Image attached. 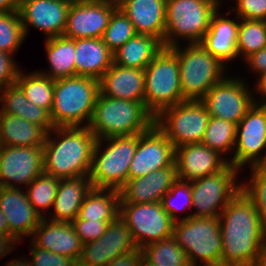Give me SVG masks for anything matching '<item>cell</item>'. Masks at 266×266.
<instances>
[{
  "label": "cell",
  "instance_id": "cell-1",
  "mask_svg": "<svg viewBox=\"0 0 266 266\" xmlns=\"http://www.w3.org/2000/svg\"><path fill=\"white\" fill-rule=\"evenodd\" d=\"M219 220L221 266H254L266 247V228L242 188L222 210Z\"/></svg>",
  "mask_w": 266,
  "mask_h": 266
},
{
  "label": "cell",
  "instance_id": "cell-2",
  "mask_svg": "<svg viewBox=\"0 0 266 266\" xmlns=\"http://www.w3.org/2000/svg\"><path fill=\"white\" fill-rule=\"evenodd\" d=\"M52 131L59 139H51V133H47L43 145L44 172L58 179L89 176L97 141L94 133L87 126L55 127Z\"/></svg>",
  "mask_w": 266,
  "mask_h": 266
},
{
  "label": "cell",
  "instance_id": "cell-3",
  "mask_svg": "<svg viewBox=\"0 0 266 266\" xmlns=\"http://www.w3.org/2000/svg\"><path fill=\"white\" fill-rule=\"evenodd\" d=\"M155 124V117L145 103L115 99L102 95L96 98L87 126L97 140L112 136L141 134Z\"/></svg>",
  "mask_w": 266,
  "mask_h": 266
},
{
  "label": "cell",
  "instance_id": "cell-4",
  "mask_svg": "<svg viewBox=\"0 0 266 266\" xmlns=\"http://www.w3.org/2000/svg\"><path fill=\"white\" fill-rule=\"evenodd\" d=\"M99 92V80L91 77L76 75L55 80L50 112L54 127H79L84 120L88 125Z\"/></svg>",
  "mask_w": 266,
  "mask_h": 266
},
{
  "label": "cell",
  "instance_id": "cell-5",
  "mask_svg": "<svg viewBox=\"0 0 266 266\" xmlns=\"http://www.w3.org/2000/svg\"><path fill=\"white\" fill-rule=\"evenodd\" d=\"M170 49L178 58L181 92L185 101L202 100L223 79L225 65L200 43L189 44L183 50L179 44Z\"/></svg>",
  "mask_w": 266,
  "mask_h": 266
},
{
  "label": "cell",
  "instance_id": "cell-6",
  "mask_svg": "<svg viewBox=\"0 0 266 266\" xmlns=\"http://www.w3.org/2000/svg\"><path fill=\"white\" fill-rule=\"evenodd\" d=\"M102 140L108 141V145L101 153ZM137 143L138 134L112 136L96 141L89 174L93 188L119 191L125 185Z\"/></svg>",
  "mask_w": 266,
  "mask_h": 266
},
{
  "label": "cell",
  "instance_id": "cell-7",
  "mask_svg": "<svg viewBox=\"0 0 266 266\" xmlns=\"http://www.w3.org/2000/svg\"><path fill=\"white\" fill-rule=\"evenodd\" d=\"M145 106L154 116L185 101L181 92L177 55L164 47L144 69Z\"/></svg>",
  "mask_w": 266,
  "mask_h": 266
},
{
  "label": "cell",
  "instance_id": "cell-8",
  "mask_svg": "<svg viewBox=\"0 0 266 266\" xmlns=\"http://www.w3.org/2000/svg\"><path fill=\"white\" fill-rule=\"evenodd\" d=\"M191 266H221L222 234L219 217H190L174 223L173 235Z\"/></svg>",
  "mask_w": 266,
  "mask_h": 266
},
{
  "label": "cell",
  "instance_id": "cell-9",
  "mask_svg": "<svg viewBox=\"0 0 266 266\" xmlns=\"http://www.w3.org/2000/svg\"><path fill=\"white\" fill-rule=\"evenodd\" d=\"M219 0H166L164 47L177 46V37L200 43L207 32ZM177 36V37H176Z\"/></svg>",
  "mask_w": 266,
  "mask_h": 266
},
{
  "label": "cell",
  "instance_id": "cell-10",
  "mask_svg": "<svg viewBox=\"0 0 266 266\" xmlns=\"http://www.w3.org/2000/svg\"><path fill=\"white\" fill-rule=\"evenodd\" d=\"M209 118L201 100L183 101L164 109L155 117V124L175 149L186 144L201 143Z\"/></svg>",
  "mask_w": 266,
  "mask_h": 266
},
{
  "label": "cell",
  "instance_id": "cell-11",
  "mask_svg": "<svg viewBox=\"0 0 266 266\" xmlns=\"http://www.w3.org/2000/svg\"><path fill=\"white\" fill-rule=\"evenodd\" d=\"M237 171L238 168L228 164L220 172L190 181L192 206L198 211L182 219L192 216L219 217L222 210L242 188L241 184L237 185L235 182Z\"/></svg>",
  "mask_w": 266,
  "mask_h": 266
},
{
  "label": "cell",
  "instance_id": "cell-12",
  "mask_svg": "<svg viewBox=\"0 0 266 266\" xmlns=\"http://www.w3.org/2000/svg\"><path fill=\"white\" fill-rule=\"evenodd\" d=\"M119 216L126 222L138 248L173 235L175 221L161 202L119 203Z\"/></svg>",
  "mask_w": 266,
  "mask_h": 266
},
{
  "label": "cell",
  "instance_id": "cell-13",
  "mask_svg": "<svg viewBox=\"0 0 266 266\" xmlns=\"http://www.w3.org/2000/svg\"><path fill=\"white\" fill-rule=\"evenodd\" d=\"M234 147L237 150L228 161L234 167L242 168L247 162L251 167L266 165V154H260L266 148V104L255 102L237 124Z\"/></svg>",
  "mask_w": 266,
  "mask_h": 266
},
{
  "label": "cell",
  "instance_id": "cell-14",
  "mask_svg": "<svg viewBox=\"0 0 266 266\" xmlns=\"http://www.w3.org/2000/svg\"><path fill=\"white\" fill-rule=\"evenodd\" d=\"M243 81L223 78L201 100L210 117H217L238 124L256 102Z\"/></svg>",
  "mask_w": 266,
  "mask_h": 266
},
{
  "label": "cell",
  "instance_id": "cell-15",
  "mask_svg": "<svg viewBox=\"0 0 266 266\" xmlns=\"http://www.w3.org/2000/svg\"><path fill=\"white\" fill-rule=\"evenodd\" d=\"M137 248L126 222L118 215L99 239L82 245L77 266H106L115 257Z\"/></svg>",
  "mask_w": 266,
  "mask_h": 266
},
{
  "label": "cell",
  "instance_id": "cell-16",
  "mask_svg": "<svg viewBox=\"0 0 266 266\" xmlns=\"http://www.w3.org/2000/svg\"><path fill=\"white\" fill-rule=\"evenodd\" d=\"M175 149L166 135L154 124L138 134L137 148L130 163L128 179L145 176L174 163Z\"/></svg>",
  "mask_w": 266,
  "mask_h": 266
},
{
  "label": "cell",
  "instance_id": "cell-17",
  "mask_svg": "<svg viewBox=\"0 0 266 266\" xmlns=\"http://www.w3.org/2000/svg\"><path fill=\"white\" fill-rule=\"evenodd\" d=\"M43 172V147L0 146V187L28 186Z\"/></svg>",
  "mask_w": 266,
  "mask_h": 266
},
{
  "label": "cell",
  "instance_id": "cell-18",
  "mask_svg": "<svg viewBox=\"0 0 266 266\" xmlns=\"http://www.w3.org/2000/svg\"><path fill=\"white\" fill-rule=\"evenodd\" d=\"M117 8L118 5L112 2H72L63 36L70 39L102 38Z\"/></svg>",
  "mask_w": 266,
  "mask_h": 266
},
{
  "label": "cell",
  "instance_id": "cell-19",
  "mask_svg": "<svg viewBox=\"0 0 266 266\" xmlns=\"http://www.w3.org/2000/svg\"><path fill=\"white\" fill-rule=\"evenodd\" d=\"M71 3L63 0H20L19 13L24 34L28 25L40 29L46 38L63 36Z\"/></svg>",
  "mask_w": 266,
  "mask_h": 266
},
{
  "label": "cell",
  "instance_id": "cell-20",
  "mask_svg": "<svg viewBox=\"0 0 266 266\" xmlns=\"http://www.w3.org/2000/svg\"><path fill=\"white\" fill-rule=\"evenodd\" d=\"M221 156L202 143L175 148L178 179L190 182L220 172L229 164Z\"/></svg>",
  "mask_w": 266,
  "mask_h": 266
},
{
  "label": "cell",
  "instance_id": "cell-21",
  "mask_svg": "<svg viewBox=\"0 0 266 266\" xmlns=\"http://www.w3.org/2000/svg\"><path fill=\"white\" fill-rule=\"evenodd\" d=\"M178 180L175 162L163 169L153 171L145 176L128 179L119 190V203H154L161 202L163 196Z\"/></svg>",
  "mask_w": 266,
  "mask_h": 266
},
{
  "label": "cell",
  "instance_id": "cell-22",
  "mask_svg": "<svg viewBox=\"0 0 266 266\" xmlns=\"http://www.w3.org/2000/svg\"><path fill=\"white\" fill-rule=\"evenodd\" d=\"M18 188L0 187V208L8 221L10 234L21 240L22 235L32 236L43 217L29 202L27 193Z\"/></svg>",
  "mask_w": 266,
  "mask_h": 266
},
{
  "label": "cell",
  "instance_id": "cell-23",
  "mask_svg": "<svg viewBox=\"0 0 266 266\" xmlns=\"http://www.w3.org/2000/svg\"><path fill=\"white\" fill-rule=\"evenodd\" d=\"M35 246L59 255L67 256L78 263L82 254V243L71 222L50 221L42 218L32 236Z\"/></svg>",
  "mask_w": 266,
  "mask_h": 266
},
{
  "label": "cell",
  "instance_id": "cell-24",
  "mask_svg": "<svg viewBox=\"0 0 266 266\" xmlns=\"http://www.w3.org/2000/svg\"><path fill=\"white\" fill-rule=\"evenodd\" d=\"M118 8L132 22L136 34L150 35L164 43L166 0H123Z\"/></svg>",
  "mask_w": 266,
  "mask_h": 266
},
{
  "label": "cell",
  "instance_id": "cell-25",
  "mask_svg": "<svg viewBox=\"0 0 266 266\" xmlns=\"http://www.w3.org/2000/svg\"><path fill=\"white\" fill-rule=\"evenodd\" d=\"M144 82L143 69L113 63L99 80V90L104 96L144 103Z\"/></svg>",
  "mask_w": 266,
  "mask_h": 266
},
{
  "label": "cell",
  "instance_id": "cell-26",
  "mask_svg": "<svg viewBox=\"0 0 266 266\" xmlns=\"http://www.w3.org/2000/svg\"><path fill=\"white\" fill-rule=\"evenodd\" d=\"M75 76L100 80L113 64V53L102 38L75 39Z\"/></svg>",
  "mask_w": 266,
  "mask_h": 266
},
{
  "label": "cell",
  "instance_id": "cell-27",
  "mask_svg": "<svg viewBox=\"0 0 266 266\" xmlns=\"http://www.w3.org/2000/svg\"><path fill=\"white\" fill-rule=\"evenodd\" d=\"M217 12L218 9L213 13L209 28L200 44L226 65V61L238 57L237 35L240 22L222 18Z\"/></svg>",
  "mask_w": 266,
  "mask_h": 266
},
{
  "label": "cell",
  "instance_id": "cell-28",
  "mask_svg": "<svg viewBox=\"0 0 266 266\" xmlns=\"http://www.w3.org/2000/svg\"><path fill=\"white\" fill-rule=\"evenodd\" d=\"M93 185L89 176L60 179L54 199V216L50 220L72 222L78 216L87 194Z\"/></svg>",
  "mask_w": 266,
  "mask_h": 266
},
{
  "label": "cell",
  "instance_id": "cell-29",
  "mask_svg": "<svg viewBox=\"0 0 266 266\" xmlns=\"http://www.w3.org/2000/svg\"><path fill=\"white\" fill-rule=\"evenodd\" d=\"M47 131L27 120L1 113L0 146L43 147Z\"/></svg>",
  "mask_w": 266,
  "mask_h": 266
},
{
  "label": "cell",
  "instance_id": "cell-30",
  "mask_svg": "<svg viewBox=\"0 0 266 266\" xmlns=\"http://www.w3.org/2000/svg\"><path fill=\"white\" fill-rule=\"evenodd\" d=\"M163 48V43L159 39L150 35L136 34L113 52V63L144 70Z\"/></svg>",
  "mask_w": 266,
  "mask_h": 266
},
{
  "label": "cell",
  "instance_id": "cell-31",
  "mask_svg": "<svg viewBox=\"0 0 266 266\" xmlns=\"http://www.w3.org/2000/svg\"><path fill=\"white\" fill-rule=\"evenodd\" d=\"M119 200L118 190L92 188L75 220L113 221L119 215Z\"/></svg>",
  "mask_w": 266,
  "mask_h": 266
},
{
  "label": "cell",
  "instance_id": "cell-32",
  "mask_svg": "<svg viewBox=\"0 0 266 266\" xmlns=\"http://www.w3.org/2000/svg\"><path fill=\"white\" fill-rule=\"evenodd\" d=\"M46 39L45 50L50 64V72L39 73L53 80L75 76V39L64 36Z\"/></svg>",
  "mask_w": 266,
  "mask_h": 266
},
{
  "label": "cell",
  "instance_id": "cell-33",
  "mask_svg": "<svg viewBox=\"0 0 266 266\" xmlns=\"http://www.w3.org/2000/svg\"><path fill=\"white\" fill-rule=\"evenodd\" d=\"M15 83L31 103L51 112L55 80L40 74L39 71L24 74L19 70Z\"/></svg>",
  "mask_w": 266,
  "mask_h": 266
},
{
  "label": "cell",
  "instance_id": "cell-34",
  "mask_svg": "<svg viewBox=\"0 0 266 266\" xmlns=\"http://www.w3.org/2000/svg\"><path fill=\"white\" fill-rule=\"evenodd\" d=\"M142 253L155 266H191L186 252L173 236L145 245Z\"/></svg>",
  "mask_w": 266,
  "mask_h": 266
},
{
  "label": "cell",
  "instance_id": "cell-35",
  "mask_svg": "<svg viewBox=\"0 0 266 266\" xmlns=\"http://www.w3.org/2000/svg\"><path fill=\"white\" fill-rule=\"evenodd\" d=\"M236 124L217 117H210L201 143L220 155L234 150Z\"/></svg>",
  "mask_w": 266,
  "mask_h": 266
},
{
  "label": "cell",
  "instance_id": "cell-36",
  "mask_svg": "<svg viewBox=\"0 0 266 266\" xmlns=\"http://www.w3.org/2000/svg\"><path fill=\"white\" fill-rule=\"evenodd\" d=\"M266 47V29L262 20L242 19L238 27L237 52L247 58Z\"/></svg>",
  "mask_w": 266,
  "mask_h": 266
},
{
  "label": "cell",
  "instance_id": "cell-37",
  "mask_svg": "<svg viewBox=\"0 0 266 266\" xmlns=\"http://www.w3.org/2000/svg\"><path fill=\"white\" fill-rule=\"evenodd\" d=\"M59 181L60 179L43 172L28 185V200L42 217L45 216L39 209L53 207Z\"/></svg>",
  "mask_w": 266,
  "mask_h": 266
},
{
  "label": "cell",
  "instance_id": "cell-38",
  "mask_svg": "<svg viewBox=\"0 0 266 266\" xmlns=\"http://www.w3.org/2000/svg\"><path fill=\"white\" fill-rule=\"evenodd\" d=\"M25 37L19 11L0 13V51L12 55Z\"/></svg>",
  "mask_w": 266,
  "mask_h": 266
},
{
  "label": "cell",
  "instance_id": "cell-39",
  "mask_svg": "<svg viewBox=\"0 0 266 266\" xmlns=\"http://www.w3.org/2000/svg\"><path fill=\"white\" fill-rule=\"evenodd\" d=\"M136 35L129 18L117 8L110 17L108 26L102 36L103 42L113 53Z\"/></svg>",
  "mask_w": 266,
  "mask_h": 266
},
{
  "label": "cell",
  "instance_id": "cell-40",
  "mask_svg": "<svg viewBox=\"0 0 266 266\" xmlns=\"http://www.w3.org/2000/svg\"><path fill=\"white\" fill-rule=\"evenodd\" d=\"M250 184H241L243 191L252 199L266 228V165L253 166Z\"/></svg>",
  "mask_w": 266,
  "mask_h": 266
},
{
  "label": "cell",
  "instance_id": "cell-41",
  "mask_svg": "<svg viewBox=\"0 0 266 266\" xmlns=\"http://www.w3.org/2000/svg\"><path fill=\"white\" fill-rule=\"evenodd\" d=\"M176 197V198H175ZM179 198V199H178ZM184 201L183 208L180 207V201ZM181 201V202H182ZM192 191L190 182L178 179L171 187V189L163 196L162 205L163 209L169 214V216L176 222V213L178 210H184L185 206L192 207ZM179 204V205H178ZM179 206V207H178Z\"/></svg>",
  "mask_w": 266,
  "mask_h": 266
},
{
  "label": "cell",
  "instance_id": "cell-42",
  "mask_svg": "<svg viewBox=\"0 0 266 266\" xmlns=\"http://www.w3.org/2000/svg\"><path fill=\"white\" fill-rule=\"evenodd\" d=\"M2 113L18 116L25 120L26 96L22 89L15 83L6 86L3 93L0 91Z\"/></svg>",
  "mask_w": 266,
  "mask_h": 266
},
{
  "label": "cell",
  "instance_id": "cell-43",
  "mask_svg": "<svg viewBox=\"0 0 266 266\" xmlns=\"http://www.w3.org/2000/svg\"><path fill=\"white\" fill-rule=\"evenodd\" d=\"M111 221L73 220L71 223L82 244L99 239Z\"/></svg>",
  "mask_w": 266,
  "mask_h": 266
},
{
  "label": "cell",
  "instance_id": "cell-44",
  "mask_svg": "<svg viewBox=\"0 0 266 266\" xmlns=\"http://www.w3.org/2000/svg\"><path fill=\"white\" fill-rule=\"evenodd\" d=\"M31 266H77V263L64 255L31 244Z\"/></svg>",
  "mask_w": 266,
  "mask_h": 266
},
{
  "label": "cell",
  "instance_id": "cell-45",
  "mask_svg": "<svg viewBox=\"0 0 266 266\" xmlns=\"http://www.w3.org/2000/svg\"><path fill=\"white\" fill-rule=\"evenodd\" d=\"M238 19L262 20L266 16V0H237Z\"/></svg>",
  "mask_w": 266,
  "mask_h": 266
},
{
  "label": "cell",
  "instance_id": "cell-46",
  "mask_svg": "<svg viewBox=\"0 0 266 266\" xmlns=\"http://www.w3.org/2000/svg\"><path fill=\"white\" fill-rule=\"evenodd\" d=\"M18 72L19 68H17L12 55L0 51V90L15 84Z\"/></svg>",
  "mask_w": 266,
  "mask_h": 266
},
{
  "label": "cell",
  "instance_id": "cell-47",
  "mask_svg": "<svg viewBox=\"0 0 266 266\" xmlns=\"http://www.w3.org/2000/svg\"><path fill=\"white\" fill-rule=\"evenodd\" d=\"M25 120L43 127L47 132H51V130L55 128L50 113L38 105L31 103L27 98Z\"/></svg>",
  "mask_w": 266,
  "mask_h": 266
},
{
  "label": "cell",
  "instance_id": "cell-48",
  "mask_svg": "<svg viewBox=\"0 0 266 266\" xmlns=\"http://www.w3.org/2000/svg\"><path fill=\"white\" fill-rule=\"evenodd\" d=\"M142 257V249L137 248L134 251L115 257L106 266H140Z\"/></svg>",
  "mask_w": 266,
  "mask_h": 266
},
{
  "label": "cell",
  "instance_id": "cell-49",
  "mask_svg": "<svg viewBox=\"0 0 266 266\" xmlns=\"http://www.w3.org/2000/svg\"><path fill=\"white\" fill-rule=\"evenodd\" d=\"M245 59L251 66L252 70L260 73V77L266 73V47L255 53H252Z\"/></svg>",
  "mask_w": 266,
  "mask_h": 266
},
{
  "label": "cell",
  "instance_id": "cell-50",
  "mask_svg": "<svg viewBox=\"0 0 266 266\" xmlns=\"http://www.w3.org/2000/svg\"><path fill=\"white\" fill-rule=\"evenodd\" d=\"M17 241L19 242V240L11 234H4L0 232V258L11 252Z\"/></svg>",
  "mask_w": 266,
  "mask_h": 266
},
{
  "label": "cell",
  "instance_id": "cell-51",
  "mask_svg": "<svg viewBox=\"0 0 266 266\" xmlns=\"http://www.w3.org/2000/svg\"><path fill=\"white\" fill-rule=\"evenodd\" d=\"M20 0H0V13L19 11Z\"/></svg>",
  "mask_w": 266,
  "mask_h": 266
},
{
  "label": "cell",
  "instance_id": "cell-52",
  "mask_svg": "<svg viewBox=\"0 0 266 266\" xmlns=\"http://www.w3.org/2000/svg\"><path fill=\"white\" fill-rule=\"evenodd\" d=\"M259 81L257 82V90L260 92L263 101V104H266V73L263 74L261 77L258 78Z\"/></svg>",
  "mask_w": 266,
  "mask_h": 266
},
{
  "label": "cell",
  "instance_id": "cell-53",
  "mask_svg": "<svg viewBox=\"0 0 266 266\" xmlns=\"http://www.w3.org/2000/svg\"><path fill=\"white\" fill-rule=\"evenodd\" d=\"M0 232L4 234H10L8 221L6 219V216L3 214L1 208H0Z\"/></svg>",
  "mask_w": 266,
  "mask_h": 266
},
{
  "label": "cell",
  "instance_id": "cell-54",
  "mask_svg": "<svg viewBox=\"0 0 266 266\" xmlns=\"http://www.w3.org/2000/svg\"><path fill=\"white\" fill-rule=\"evenodd\" d=\"M6 266H31V263L29 261L15 259V261L11 260L9 263H6Z\"/></svg>",
  "mask_w": 266,
  "mask_h": 266
},
{
  "label": "cell",
  "instance_id": "cell-55",
  "mask_svg": "<svg viewBox=\"0 0 266 266\" xmlns=\"http://www.w3.org/2000/svg\"><path fill=\"white\" fill-rule=\"evenodd\" d=\"M254 266H266V247L262 250V254Z\"/></svg>",
  "mask_w": 266,
  "mask_h": 266
},
{
  "label": "cell",
  "instance_id": "cell-56",
  "mask_svg": "<svg viewBox=\"0 0 266 266\" xmlns=\"http://www.w3.org/2000/svg\"><path fill=\"white\" fill-rule=\"evenodd\" d=\"M77 1H81V2H106V3L112 2V0H77Z\"/></svg>",
  "mask_w": 266,
  "mask_h": 266
},
{
  "label": "cell",
  "instance_id": "cell-57",
  "mask_svg": "<svg viewBox=\"0 0 266 266\" xmlns=\"http://www.w3.org/2000/svg\"><path fill=\"white\" fill-rule=\"evenodd\" d=\"M140 266H155V265L149 263L144 257H142Z\"/></svg>",
  "mask_w": 266,
  "mask_h": 266
},
{
  "label": "cell",
  "instance_id": "cell-58",
  "mask_svg": "<svg viewBox=\"0 0 266 266\" xmlns=\"http://www.w3.org/2000/svg\"><path fill=\"white\" fill-rule=\"evenodd\" d=\"M123 0H112V3H114V4H119L120 2H122Z\"/></svg>",
  "mask_w": 266,
  "mask_h": 266
},
{
  "label": "cell",
  "instance_id": "cell-59",
  "mask_svg": "<svg viewBox=\"0 0 266 266\" xmlns=\"http://www.w3.org/2000/svg\"><path fill=\"white\" fill-rule=\"evenodd\" d=\"M262 22H263L264 27H265V29H266V16L262 19Z\"/></svg>",
  "mask_w": 266,
  "mask_h": 266
},
{
  "label": "cell",
  "instance_id": "cell-60",
  "mask_svg": "<svg viewBox=\"0 0 266 266\" xmlns=\"http://www.w3.org/2000/svg\"><path fill=\"white\" fill-rule=\"evenodd\" d=\"M63 1H67V2L72 3V2L77 1V0H63Z\"/></svg>",
  "mask_w": 266,
  "mask_h": 266
}]
</instances>
